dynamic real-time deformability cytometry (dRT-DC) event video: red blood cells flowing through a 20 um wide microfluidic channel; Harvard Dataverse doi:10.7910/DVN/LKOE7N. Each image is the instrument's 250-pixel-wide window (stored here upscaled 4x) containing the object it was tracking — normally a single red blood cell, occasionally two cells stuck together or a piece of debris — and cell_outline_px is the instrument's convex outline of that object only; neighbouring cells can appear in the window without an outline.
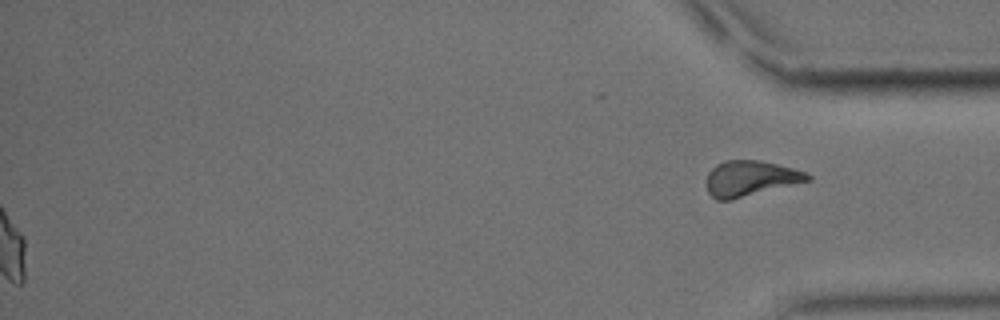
{"species": "common noctule bat (a hibernating species)", "species_latin": "Nyctalus noctula", "temperature_condition": "cold", "stored_images_in_passage": 58, "segment_of_instrument_passage": [2, 2], "camera_frame_rate_fps": 3000, "um_per_image_px": 0.085, "animal": {"sex": "male", "body_mass_g": 15.6}, "frame": {"image": 1, "passage_image": 58, "time_ms": 19.0, "image_size_px": [1000, 320], "cell_outline_px": [[812, 180], [732, 200], [716, 200], [708, 192], [708, 172], [716, 164], [724, 160], [760, 160], [792, 168], [804, 172], [812, 176]], "centroid_in_image_um": [63.79, 15.17], "position_along_channel_um": 371.4, "area_um2": 20.87}}